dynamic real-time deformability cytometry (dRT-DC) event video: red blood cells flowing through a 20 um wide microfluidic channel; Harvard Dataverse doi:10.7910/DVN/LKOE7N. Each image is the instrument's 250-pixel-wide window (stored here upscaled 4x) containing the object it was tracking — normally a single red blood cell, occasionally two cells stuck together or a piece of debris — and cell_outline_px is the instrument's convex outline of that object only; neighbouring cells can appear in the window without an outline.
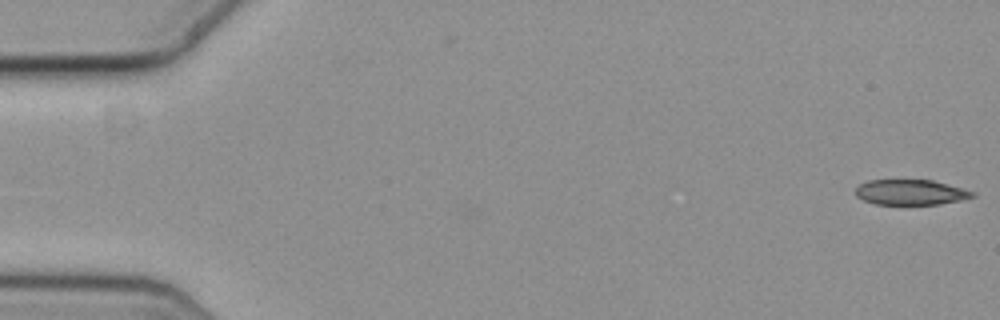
{"species": "common noctule bat (a hibernating species)", "species_latin": "Nyctalus noctula", "temperature_condition": "cold", "stored_images_in_passage": 2, "camera_frame_rate_fps": 3000, "um_per_image_px": 0.085, "animal": {"sex": "female", "body_mass_g": 19.3, "forearm_length_mm": 54.1}, "frame": {"image": 1, "passage_image": 2, "time_ms": 0.333, "image_size_px": [1000, 320], "cell_outline_px": [[976, 196], [960, 200], [940, 204], [876, 204], [864, 200], [856, 196], [856, 188], [860, 184], [868, 180], [932, 180], [976, 192]], "centroid_in_image_um": [77.41, 16.34], "position_along_channel_um": 7.6, "area_um2": 17.11}}